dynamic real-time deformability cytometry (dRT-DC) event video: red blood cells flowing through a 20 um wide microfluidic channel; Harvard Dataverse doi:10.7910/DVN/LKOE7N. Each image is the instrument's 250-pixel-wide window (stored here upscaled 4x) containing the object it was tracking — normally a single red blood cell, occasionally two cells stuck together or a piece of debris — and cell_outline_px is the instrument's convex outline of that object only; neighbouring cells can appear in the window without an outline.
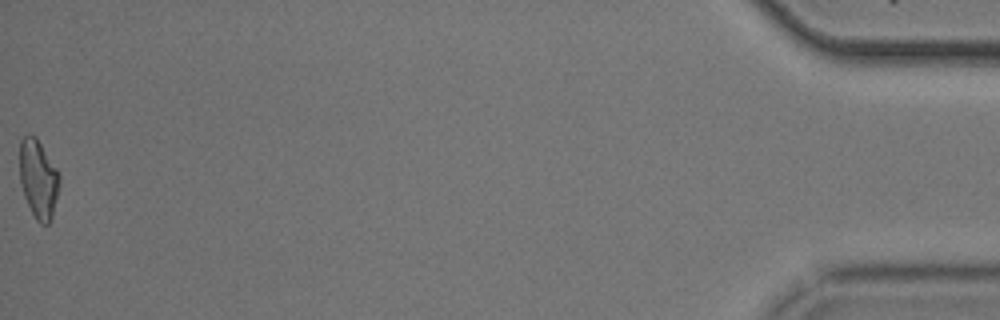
{"species": "common noctule bat (a hibernating species)", "species_latin": "Nyctalus noctula", "temperature_condition": "cold", "stored_images_in_passage": 54, "camera_frame_rate_fps": 3000, "um_per_image_px": 0.085, "animal": {"sex": "male", "body_mass_g": 20.5, "forearm_length_mm": 52.5}, "frame": {"image": 1, "passage_image": 54, "time_ms": 17.667, "image_size_px": [1000, 320], "cell_outline_px": [[60, 184], [52, 216], [48, 224], [40, 224], [36, 220], [24, 196], [20, 184], [20, 140], [28, 132], [36, 136], [56, 168], [60, 176]], "centroid_in_image_um": [3.25, 15.18], "position_along_channel_um": 431.9, "area_um2": 18.26}, "authors_computed_cell_mechanics": {"area_um2": 18.6983, "velocity_mm_per_s": 3.7202, "shape_relaxation_time_tau1_ms": null, "shape_relaxation_time_tau2_ms": 4.4479, "deformation_change_tau1": null, "deformation_change_tau2": 0.136}}